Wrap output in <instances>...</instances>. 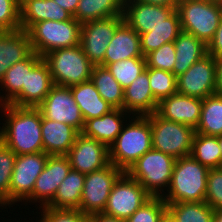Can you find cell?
<instances>
[{"instance_id":"1","label":"cell","mask_w":222,"mask_h":222,"mask_svg":"<svg viewBox=\"0 0 222 222\" xmlns=\"http://www.w3.org/2000/svg\"><path fill=\"white\" fill-rule=\"evenodd\" d=\"M0 107L6 117L0 128V140L16 155L44 152L40 110L11 104Z\"/></svg>"},{"instance_id":"2","label":"cell","mask_w":222,"mask_h":222,"mask_svg":"<svg viewBox=\"0 0 222 222\" xmlns=\"http://www.w3.org/2000/svg\"><path fill=\"white\" fill-rule=\"evenodd\" d=\"M133 119V120H132ZM109 147L110 163L126 172L147 151L152 149L150 114L133 116Z\"/></svg>"},{"instance_id":"3","label":"cell","mask_w":222,"mask_h":222,"mask_svg":"<svg viewBox=\"0 0 222 222\" xmlns=\"http://www.w3.org/2000/svg\"><path fill=\"white\" fill-rule=\"evenodd\" d=\"M208 170L191 155L176 159L167 194L162 195L164 202L205 201Z\"/></svg>"},{"instance_id":"4","label":"cell","mask_w":222,"mask_h":222,"mask_svg":"<svg viewBox=\"0 0 222 222\" xmlns=\"http://www.w3.org/2000/svg\"><path fill=\"white\" fill-rule=\"evenodd\" d=\"M42 58L49 67L54 85L71 87L90 80L94 64L80 44L53 50Z\"/></svg>"},{"instance_id":"5","label":"cell","mask_w":222,"mask_h":222,"mask_svg":"<svg viewBox=\"0 0 222 222\" xmlns=\"http://www.w3.org/2000/svg\"><path fill=\"white\" fill-rule=\"evenodd\" d=\"M175 158L151 149L125 172L138 181L152 197H162L164 188L170 186Z\"/></svg>"},{"instance_id":"6","label":"cell","mask_w":222,"mask_h":222,"mask_svg":"<svg viewBox=\"0 0 222 222\" xmlns=\"http://www.w3.org/2000/svg\"><path fill=\"white\" fill-rule=\"evenodd\" d=\"M81 24L73 17L67 21L43 20L35 23L27 32L32 50L43 57L49 52L80 44Z\"/></svg>"},{"instance_id":"7","label":"cell","mask_w":222,"mask_h":222,"mask_svg":"<svg viewBox=\"0 0 222 222\" xmlns=\"http://www.w3.org/2000/svg\"><path fill=\"white\" fill-rule=\"evenodd\" d=\"M178 13L182 31L192 34L206 45L213 38L222 17V9L214 2L178 0Z\"/></svg>"},{"instance_id":"8","label":"cell","mask_w":222,"mask_h":222,"mask_svg":"<svg viewBox=\"0 0 222 222\" xmlns=\"http://www.w3.org/2000/svg\"><path fill=\"white\" fill-rule=\"evenodd\" d=\"M152 149L173 156H189L195 129L182 123L163 119L156 112L150 114Z\"/></svg>"},{"instance_id":"9","label":"cell","mask_w":222,"mask_h":222,"mask_svg":"<svg viewBox=\"0 0 222 222\" xmlns=\"http://www.w3.org/2000/svg\"><path fill=\"white\" fill-rule=\"evenodd\" d=\"M48 156L45 152L16 156L9 187L8 206L22 200L32 202L36 179L43 171Z\"/></svg>"},{"instance_id":"10","label":"cell","mask_w":222,"mask_h":222,"mask_svg":"<svg viewBox=\"0 0 222 222\" xmlns=\"http://www.w3.org/2000/svg\"><path fill=\"white\" fill-rule=\"evenodd\" d=\"M123 173L110 163L103 169L86 174L79 210L86 215L103 213L113 184Z\"/></svg>"},{"instance_id":"11","label":"cell","mask_w":222,"mask_h":222,"mask_svg":"<svg viewBox=\"0 0 222 222\" xmlns=\"http://www.w3.org/2000/svg\"><path fill=\"white\" fill-rule=\"evenodd\" d=\"M152 196L125 172L113 184L104 214L127 220Z\"/></svg>"},{"instance_id":"12","label":"cell","mask_w":222,"mask_h":222,"mask_svg":"<svg viewBox=\"0 0 222 222\" xmlns=\"http://www.w3.org/2000/svg\"><path fill=\"white\" fill-rule=\"evenodd\" d=\"M123 22V16H114L81 24L80 45L94 65L104 66L108 44Z\"/></svg>"},{"instance_id":"13","label":"cell","mask_w":222,"mask_h":222,"mask_svg":"<svg viewBox=\"0 0 222 222\" xmlns=\"http://www.w3.org/2000/svg\"><path fill=\"white\" fill-rule=\"evenodd\" d=\"M37 108L44 118L69 124L80 133L83 131L85 121L70 87L54 85Z\"/></svg>"},{"instance_id":"14","label":"cell","mask_w":222,"mask_h":222,"mask_svg":"<svg viewBox=\"0 0 222 222\" xmlns=\"http://www.w3.org/2000/svg\"><path fill=\"white\" fill-rule=\"evenodd\" d=\"M177 93L201 99L215 94L216 60L211 55L195 62L176 80Z\"/></svg>"},{"instance_id":"15","label":"cell","mask_w":222,"mask_h":222,"mask_svg":"<svg viewBox=\"0 0 222 222\" xmlns=\"http://www.w3.org/2000/svg\"><path fill=\"white\" fill-rule=\"evenodd\" d=\"M71 169L89 174L103 169L110 164L109 148L95 139L80 133L69 152L66 154Z\"/></svg>"},{"instance_id":"16","label":"cell","mask_w":222,"mask_h":222,"mask_svg":"<svg viewBox=\"0 0 222 222\" xmlns=\"http://www.w3.org/2000/svg\"><path fill=\"white\" fill-rule=\"evenodd\" d=\"M70 170L71 165L66 155H49L43 171L35 182L32 192L34 203L41 201L40 207L46 206L54 198L59 185Z\"/></svg>"},{"instance_id":"17","label":"cell","mask_w":222,"mask_h":222,"mask_svg":"<svg viewBox=\"0 0 222 222\" xmlns=\"http://www.w3.org/2000/svg\"><path fill=\"white\" fill-rule=\"evenodd\" d=\"M176 7L152 5L141 1L124 0V21L139 35L148 33L175 11Z\"/></svg>"},{"instance_id":"18","label":"cell","mask_w":222,"mask_h":222,"mask_svg":"<svg viewBox=\"0 0 222 222\" xmlns=\"http://www.w3.org/2000/svg\"><path fill=\"white\" fill-rule=\"evenodd\" d=\"M201 107V98L176 93L162 99L156 113L165 120L196 129L200 120Z\"/></svg>"},{"instance_id":"19","label":"cell","mask_w":222,"mask_h":222,"mask_svg":"<svg viewBox=\"0 0 222 222\" xmlns=\"http://www.w3.org/2000/svg\"><path fill=\"white\" fill-rule=\"evenodd\" d=\"M54 86L47 63L42 59L31 71H27L26 86L9 103L18 107H38Z\"/></svg>"},{"instance_id":"20","label":"cell","mask_w":222,"mask_h":222,"mask_svg":"<svg viewBox=\"0 0 222 222\" xmlns=\"http://www.w3.org/2000/svg\"><path fill=\"white\" fill-rule=\"evenodd\" d=\"M158 104L151 91L146 70L124 89L123 109L128 115L132 113L134 116H146L155 113Z\"/></svg>"},{"instance_id":"21","label":"cell","mask_w":222,"mask_h":222,"mask_svg":"<svg viewBox=\"0 0 222 222\" xmlns=\"http://www.w3.org/2000/svg\"><path fill=\"white\" fill-rule=\"evenodd\" d=\"M33 52L27 31L0 32V80L6 71L17 62L26 59Z\"/></svg>"},{"instance_id":"22","label":"cell","mask_w":222,"mask_h":222,"mask_svg":"<svg viewBox=\"0 0 222 222\" xmlns=\"http://www.w3.org/2000/svg\"><path fill=\"white\" fill-rule=\"evenodd\" d=\"M133 57H144L141 52L140 35L124 21L108 44L104 67Z\"/></svg>"},{"instance_id":"23","label":"cell","mask_w":222,"mask_h":222,"mask_svg":"<svg viewBox=\"0 0 222 222\" xmlns=\"http://www.w3.org/2000/svg\"><path fill=\"white\" fill-rule=\"evenodd\" d=\"M41 134L46 154L66 155L80 132L69 124L51 121L42 116Z\"/></svg>"},{"instance_id":"24","label":"cell","mask_w":222,"mask_h":222,"mask_svg":"<svg viewBox=\"0 0 222 222\" xmlns=\"http://www.w3.org/2000/svg\"><path fill=\"white\" fill-rule=\"evenodd\" d=\"M72 18L70 13L53 0H22L20 2L21 29L25 31L43 20L61 22Z\"/></svg>"},{"instance_id":"25","label":"cell","mask_w":222,"mask_h":222,"mask_svg":"<svg viewBox=\"0 0 222 222\" xmlns=\"http://www.w3.org/2000/svg\"><path fill=\"white\" fill-rule=\"evenodd\" d=\"M127 113L124 109L114 108L101 117L88 119L85 121L81 133L86 137L100 141L109 148L121 132Z\"/></svg>"},{"instance_id":"26","label":"cell","mask_w":222,"mask_h":222,"mask_svg":"<svg viewBox=\"0 0 222 222\" xmlns=\"http://www.w3.org/2000/svg\"><path fill=\"white\" fill-rule=\"evenodd\" d=\"M175 63L173 74L178 77L195 62L207 55V45L192 34L182 31L174 41Z\"/></svg>"},{"instance_id":"27","label":"cell","mask_w":222,"mask_h":222,"mask_svg":"<svg viewBox=\"0 0 222 222\" xmlns=\"http://www.w3.org/2000/svg\"><path fill=\"white\" fill-rule=\"evenodd\" d=\"M70 89L84 121L101 117L114 109L100 96L91 80L71 86Z\"/></svg>"},{"instance_id":"28","label":"cell","mask_w":222,"mask_h":222,"mask_svg":"<svg viewBox=\"0 0 222 222\" xmlns=\"http://www.w3.org/2000/svg\"><path fill=\"white\" fill-rule=\"evenodd\" d=\"M43 58L34 51L24 60L15 63L6 71L0 80V86L5 89V96L0 95V106L9 104L26 86L27 71H31Z\"/></svg>"},{"instance_id":"29","label":"cell","mask_w":222,"mask_h":222,"mask_svg":"<svg viewBox=\"0 0 222 222\" xmlns=\"http://www.w3.org/2000/svg\"><path fill=\"white\" fill-rule=\"evenodd\" d=\"M85 177V174L71 169L46 207L79 210Z\"/></svg>"},{"instance_id":"30","label":"cell","mask_w":222,"mask_h":222,"mask_svg":"<svg viewBox=\"0 0 222 222\" xmlns=\"http://www.w3.org/2000/svg\"><path fill=\"white\" fill-rule=\"evenodd\" d=\"M182 32L179 16L175 10L164 23L156 26L148 33L140 35L141 52L145 57L165 43L174 42Z\"/></svg>"},{"instance_id":"31","label":"cell","mask_w":222,"mask_h":222,"mask_svg":"<svg viewBox=\"0 0 222 222\" xmlns=\"http://www.w3.org/2000/svg\"><path fill=\"white\" fill-rule=\"evenodd\" d=\"M124 0H79L75 15L80 24L106 19L114 16H123Z\"/></svg>"},{"instance_id":"32","label":"cell","mask_w":222,"mask_h":222,"mask_svg":"<svg viewBox=\"0 0 222 222\" xmlns=\"http://www.w3.org/2000/svg\"><path fill=\"white\" fill-rule=\"evenodd\" d=\"M90 80L106 102L114 108L123 109L124 89L107 67L94 65Z\"/></svg>"},{"instance_id":"33","label":"cell","mask_w":222,"mask_h":222,"mask_svg":"<svg viewBox=\"0 0 222 222\" xmlns=\"http://www.w3.org/2000/svg\"><path fill=\"white\" fill-rule=\"evenodd\" d=\"M195 133L222 135V96L214 94L202 99L200 120Z\"/></svg>"},{"instance_id":"34","label":"cell","mask_w":222,"mask_h":222,"mask_svg":"<svg viewBox=\"0 0 222 222\" xmlns=\"http://www.w3.org/2000/svg\"><path fill=\"white\" fill-rule=\"evenodd\" d=\"M191 156L208 169L222 167V154L218 136L195 133L192 140Z\"/></svg>"},{"instance_id":"35","label":"cell","mask_w":222,"mask_h":222,"mask_svg":"<svg viewBox=\"0 0 222 222\" xmlns=\"http://www.w3.org/2000/svg\"><path fill=\"white\" fill-rule=\"evenodd\" d=\"M176 222H213L214 209L205 201L167 204Z\"/></svg>"},{"instance_id":"36","label":"cell","mask_w":222,"mask_h":222,"mask_svg":"<svg viewBox=\"0 0 222 222\" xmlns=\"http://www.w3.org/2000/svg\"><path fill=\"white\" fill-rule=\"evenodd\" d=\"M145 57H133L110 63L107 68L123 89L127 88L143 71H145Z\"/></svg>"},{"instance_id":"37","label":"cell","mask_w":222,"mask_h":222,"mask_svg":"<svg viewBox=\"0 0 222 222\" xmlns=\"http://www.w3.org/2000/svg\"><path fill=\"white\" fill-rule=\"evenodd\" d=\"M145 70L148 72L153 96L158 102L177 93V77L172 72L149 67Z\"/></svg>"},{"instance_id":"38","label":"cell","mask_w":222,"mask_h":222,"mask_svg":"<svg viewBox=\"0 0 222 222\" xmlns=\"http://www.w3.org/2000/svg\"><path fill=\"white\" fill-rule=\"evenodd\" d=\"M16 154L0 140V206L8 205L9 187Z\"/></svg>"},{"instance_id":"39","label":"cell","mask_w":222,"mask_h":222,"mask_svg":"<svg viewBox=\"0 0 222 222\" xmlns=\"http://www.w3.org/2000/svg\"><path fill=\"white\" fill-rule=\"evenodd\" d=\"M167 210V204L162 197H151L126 222H159Z\"/></svg>"},{"instance_id":"40","label":"cell","mask_w":222,"mask_h":222,"mask_svg":"<svg viewBox=\"0 0 222 222\" xmlns=\"http://www.w3.org/2000/svg\"><path fill=\"white\" fill-rule=\"evenodd\" d=\"M174 42L163 44L157 50H154L145 56L146 65L149 68L165 70L173 73L175 63Z\"/></svg>"},{"instance_id":"41","label":"cell","mask_w":222,"mask_h":222,"mask_svg":"<svg viewBox=\"0 0 222 222\" xmlns=\"http://www.w3.org/2000/svg\"><path fill=\"white\" fill-rule=\"evenodd\" d=\"M21 29L19 0H0V32Z\"/></svg>"},{"instance_id":"42","label":"cell","mask_w":222,"mask_h":222,"mask_svg":"<svg viewBox=\"0 0 222 222\" xmlns=\"http://www.w3.org/2000/svg\"><path fill=\"white\" fill-rule=\"evenodd\" d=\"M205 202L214 210L222 209V167L208 170Z\"/></svg>"},{"instance_id":"43","label":"cell","mask_w":222,"mask_h":222,"mask_svg":"<svg viewBox=\"0 0 222 222\" xmlns=\"http://www.w3.org/2000/svg\"><path fill=\"white\" fill-rule=\"evenodd\" d=\"M41 209L40 222H79L85 215L80 210L53 209L46 206Z\"/></svg>"},{"instance_id":"44","label":"cell","mask_w":222,"mask_h":222,"mask_svg":"<svg viewBox=\"0 0 222 222\" xmlns=\"http://www.w3.org/2000/svg\"><path fill=\"white\" fill-rule=\"evenodd\" d=\"M207 54L218 58L222 56V17L213 38L207 44Z\"/></svg>"},{"instance_id":"45","label":"cell","mask_w":222,"mask_h":222,"mask_svg":"<svg viewBox=\"0 0 222 222\" xmlns=\"http://www.w3.org/2000/svg\"><path fill=\"white\" fill-rule=\"evenodd\" d=\"M216 60V89L215 94L222 96V56Z\"/></svg>"},{"instance_id":"46","label":"cell","mask_w":222,"mask_h":222,"mask_svg":"<svg viewBox=\"0 0 222 222\" xmlns=\"http://www.w3.org/2000/svg\"><path fill=\"white\" fill-rule=\"evenodd\" d=\"M53 1H55V3H57L61 8L66 10L72 16L75 15V12L79 4V0H53Z\"/></svg>"},{"instance_id":"47","label":"cell","mask_w":222,"mask_h":222,"mask_svg":"<svg viewBox=\"0 0 222 222\" xmlns=\"http://www.w3.org/2000/svg\"><path fill=\"white\" fill-rule=\"evenodd\" d=\"M91 222H126V220L108 216L104 213H95L91 214Z\"/></svg>"},{"instance_id":"48","label":"cell","mask_w":222,"mask_h":222,"mask_svg":"<svg viewBox=\"0 0 222 222\" xmlns=\"http://www.w3.org/2000/svg\"><path fill=\"white\" fill-rule=\"evenodd\" d=\"M164 7H176L178 0H134Z\"/></svg>"},{"instance_id":"49","label":"cell","mask_w":222,"mask_h":222,"mask_svg":"<svg viewBox=\"0 0 222 222\" xmlns=\"http://www.w3.org/2000/svg\"><path fill=\"white\" fill-rule=\"evenodd\" d=\"M159 222H176L174 217L166 210L163 215L160 217Z\"/></svg>"},{"instance_id":"50","label":"cell","mask_w":222,"mask_h":222,"mask_svg":"<svg viewBox=\"0 0 222 222\" xmlns=\"http://www.w3.org/2000/svg\"><path fill=\"white\" fill-rule=\"evenodd\" d=\"M213 222H222V209L214 210Z\"/></svg>"},{"instance_id":"51","label":"cell","mask_w":222,"mask_h":222,"mask_svg":"<svg viewBox=\"0 0 222 222\" xmlns=\"http://www.w3.org/2000/svg\"><path fill=\"white\" fill-rule=\"evenodd\" d=\"M79 222H91V215H84Z\"/></svg>"},{"instance_id":"52","label":"cell","mask_w":222,"mask_h":222,"mask_svg":"<svg viewBox=\"0 0 222 222\" xmlns=\"http://www.w3.org/2000/svg\"><path fill=\"white\" fill-rule=\"evenodd\" d=\"M218 143H219V147H220L221 154H222V135L218 136Z\"/></svg>"},{"instance_id":"53","label":"cell","mask_w":222,"mask_h":222,"mask_svg":"<svg viewBox=\"0 0 222 222\" xmlns=\"http://www.w3.org/2000/svg\"><path fill=\"white\" fill-rule=\"evenodd\" d=\"M217 5L222 9V0H217Z\"/></svg>"},{"instance_id":"54","label":"cell","mask_w":222,"mask_h":222,"mask_svg":"<svg viewBox=\"0 0 222 222\" xmlns=\"http://www.w3.org/2000/svg\"><path fill=\"white\" fill-rule=\"evenodd\" d=\"M200 1H208V2H214V3H217V0H200Z\"/></svg>"}]
</instances>
